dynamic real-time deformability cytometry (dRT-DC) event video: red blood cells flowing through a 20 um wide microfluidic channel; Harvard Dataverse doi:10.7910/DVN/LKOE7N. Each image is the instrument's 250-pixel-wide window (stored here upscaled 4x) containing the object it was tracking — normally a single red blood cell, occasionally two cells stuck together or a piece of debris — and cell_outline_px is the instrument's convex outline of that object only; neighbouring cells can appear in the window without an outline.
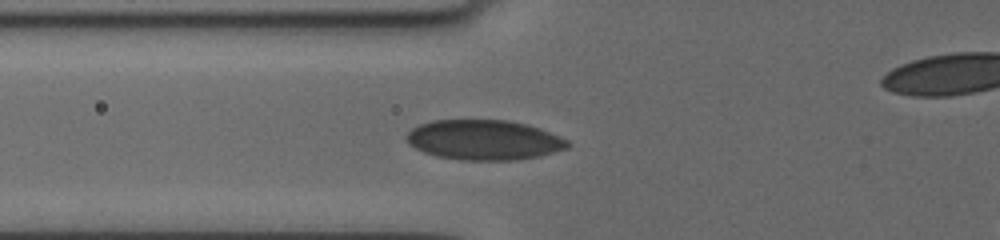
{"species": "human", "species_latin": "Homo sapiens", "temperature_condition": "cold", "stored_images_in_passage": 5, "segment_of_instrument_passage": [1, 2], "camera_frame_rate_fps": 3000, "um_per_image_px": 0.085, "donor": {"sex": "female"}, "frame": {"image": 1, "passage_image": 4, "time_ms": 2.667, "image_size_px": [1000, 240], "cell_outline_px": [[572, 144], [568, 148], [540, 156], [516, 160], [460, 160], [436, 156], [424, 152], [416, 148], [408, 140], [408, 132], [412, 128], [420, 124], [436, 120], [508, 120], [540, 128], [568, 140]], "centroid_in_image_um": [41.19, 11.9], "position_along_channel_um": 84.6, "area_um2": 37.4}}